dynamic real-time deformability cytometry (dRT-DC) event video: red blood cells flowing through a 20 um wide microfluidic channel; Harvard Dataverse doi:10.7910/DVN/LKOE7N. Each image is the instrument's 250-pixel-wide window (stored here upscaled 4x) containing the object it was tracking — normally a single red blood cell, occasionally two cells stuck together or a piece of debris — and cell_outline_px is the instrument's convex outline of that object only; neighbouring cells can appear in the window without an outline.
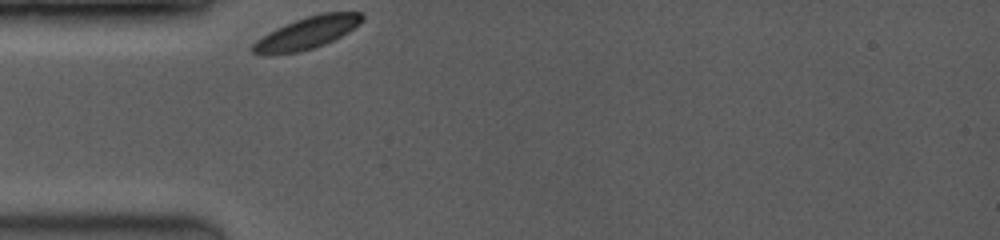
{"species": "common noctule bat (a hibernating species)", "species_latin": "Nyctalus noctula", "temperature_condition": "room temperature", "stored_images_in_passage": 1, "camera_frame_rate_fps": 3500, "um_per_image_px": 0.085, "animal": {"sex": "female", "body_mass_g": 19.0, "forearm_length_mm": 53.3}, "frame": {"image": 1, "passage_image": 1, "time_ms": 0.0, "image_size_px": [1000, 240], "cell_outline_px": [[364, 20], [348, 32], [324, 44], [300, 52], [264, 56], [252, 52], [252, 44], [256, 40], [268, 32], [284, 24], [308, 16], [324, 12], [364, 12]], "centroid_in_image_um": [26.07, 2.81], "position_along_channel_um": 58.9, "area_um2": 20.52}}